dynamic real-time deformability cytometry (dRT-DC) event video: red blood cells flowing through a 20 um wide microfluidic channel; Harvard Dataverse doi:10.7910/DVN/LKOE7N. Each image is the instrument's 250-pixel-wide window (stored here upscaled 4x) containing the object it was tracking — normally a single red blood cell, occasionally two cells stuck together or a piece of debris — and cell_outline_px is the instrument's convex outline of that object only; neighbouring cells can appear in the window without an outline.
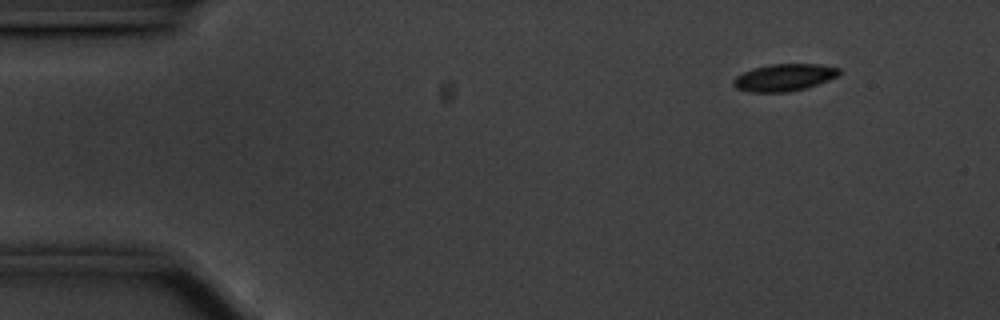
{"species": "common noctule bat (a hibernating species)", "species_latin": "Nyctalus noctula", "temperature_condition": "cold", "stored_images_in_passage": 52, "camera_frame_rate_fps": 3000, "um_per_image_px": 0.085, "animal": {"sex": "male", "body_mass_g": 20.1, "forearm_length_mm": 53.5}, "frame": {"image": 1, "passage_image": 1, "time_ms": 0.0, "image_size_px": [1000, 320], "cell_outline_px": [[840, 72], [836, 76], [828, 80], [808, 88], [788, 92], [748, 92], [736, 88], [732, 84], [732, 80], [736, 76], [752, 68], [772, 64], [820, 64], [840, 68]], "centroid_in_image_um": [66.63, 6.59], "position_along_channel_um": 18.4, "area_um2": 16.82}}
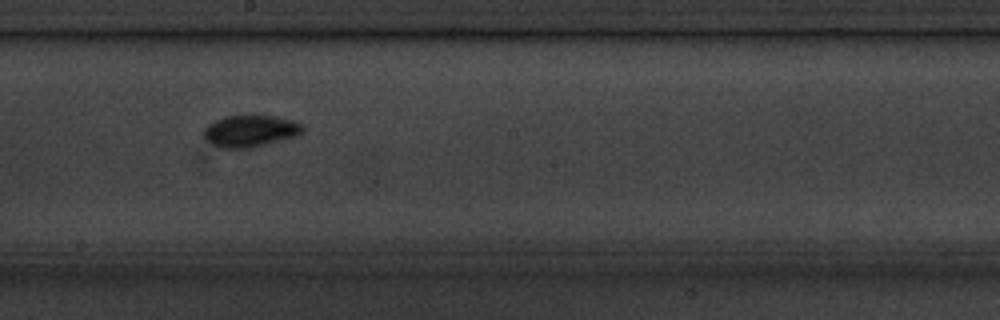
{"frame": {"image": 2, "passage_image": 26, "time_ms": 8.333, "image_size_px": [1000, 320], "cell_outline_px": [[304, 132], [300, 136], [252, 148], [220, 148], [212, 144], [204, 136], [204, 128], [208, 124], [224, 116], [252, 112], [292, 120], [300, 124], [304, 128]], "centroid_in_image_um": [21.3, 11.1], "position_along_channel_um": 226.9, "area_um2": 19.07}}
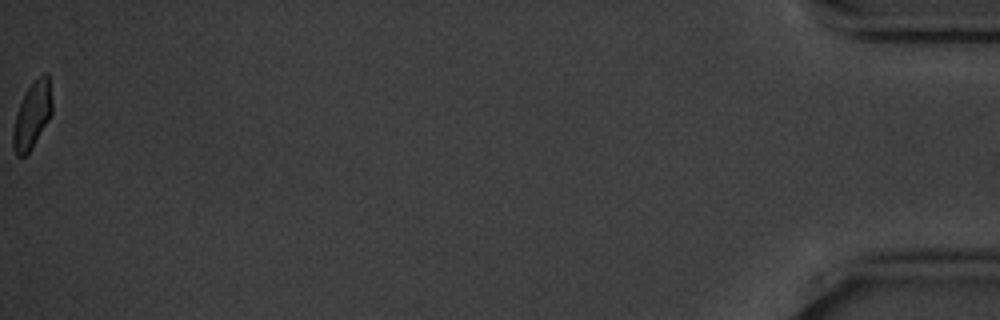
{"frame": {"image": 3, "passage_image": 52, "time_ms": 17.0, "image_size_px": [1000, 320], "cell_outline_px": [[52, 112], [48, 120], [28, 152], [24, 156], [16, 156], [12, 148], [12, 128], [16, 112], [28, 88], [44, 72], [48, 72], [52, 100]], "centroid_in_image_um": [2.72, 9.8], "position_along_channel_um": 432.5, "area_um2": 14.91}, "authors_computed_cell_mechanics": {"area_um2": 16.762, "velocity_mm_per_s": 3.5261, "shape_relaxation_time_tau1_ms": 3.1569, "shape_relaxation_time_tau2_ms": 3.3761, "deformation_change_tau1": 0.1156, "deformation_change_tau2": 0.0595}}